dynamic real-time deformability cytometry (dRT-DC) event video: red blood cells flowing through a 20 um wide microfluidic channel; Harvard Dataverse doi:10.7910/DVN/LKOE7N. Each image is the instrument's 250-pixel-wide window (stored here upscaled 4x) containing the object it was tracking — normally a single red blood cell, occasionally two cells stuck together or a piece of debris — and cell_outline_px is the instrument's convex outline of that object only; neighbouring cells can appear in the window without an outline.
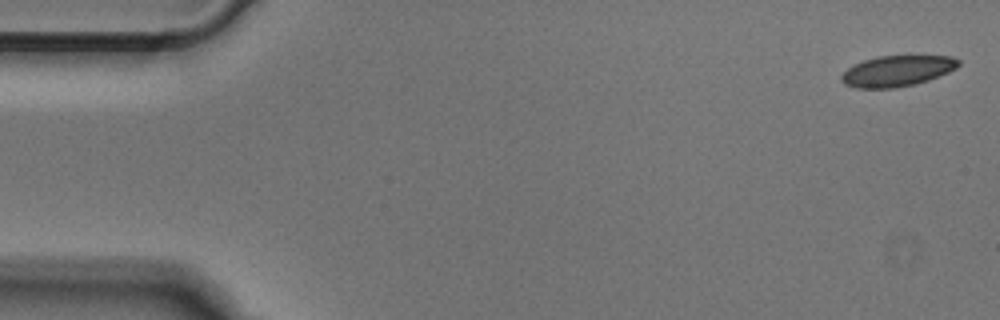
{"species": "Egyptian fruit bat (a non-hibernating species)", "species_latin": "Rousettus aegyptiacus", "temperature_condition": "cold", "stored_images_in_passage": 50, "camera_frame_rate_fps": 3000, "um_per_image_px": 0.085, "animal": {"sex": "male"}, "frame": {"image": 1, "passage_image": 1, "time_ms": 0.0, "image_size_px": [1000, 320], "cell_outline_px": [[960, 64], [956, 68], [948, 72], [928, 80], [916, 84], [896, 88], [856, 88], [844, 84], [840, 80], [840, 76], [848, 68], [864, 60], [880, 56], [952, 56], [960, 60]], "centroid_in_image_um": [76.26, 6.04], "position_along_channel_um": 8.7, "area_um2": 20.98}}
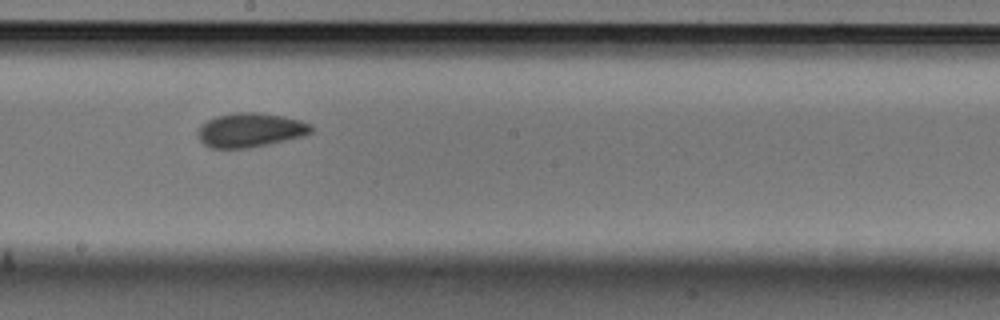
{"frame": {"image": 2, "passage_image": 27, "time_ms": 8.667, "image_size_px": [1000, 320], "cell_outline_px": [[312, 132], [304, 136], [268, 144], [248, 148], [212, 148], [204, 144], [200, 140], [196, 132], [200, 124], [216, 116], [232, 112], [260, 112], [284, 116], [300, 120], [312, 124]], "centroid_in_image_um": [21.26, 11.04], "position_along_channel_um": 226.9, "area_um2": 22.83}}
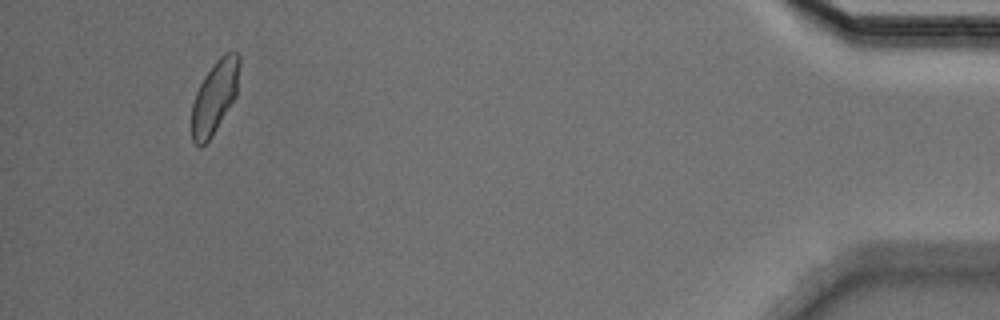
{"frame": {"image": 3, "passage_image": 47, "time_ms": 15.333, "image_size_px": [1000, 320], "cell_outline_px": [[240, 64], [236, 96], [212, 136], [200, 148], [192, 140], [192, 104], [196, 92], [204, 76], [216, 60], [224, 52], [236, 52], [240, 56]], "centroid_in_image_um": [18.25, 8.22], "position_along_channel_um": 416.9, "area_um2": 20.17}}